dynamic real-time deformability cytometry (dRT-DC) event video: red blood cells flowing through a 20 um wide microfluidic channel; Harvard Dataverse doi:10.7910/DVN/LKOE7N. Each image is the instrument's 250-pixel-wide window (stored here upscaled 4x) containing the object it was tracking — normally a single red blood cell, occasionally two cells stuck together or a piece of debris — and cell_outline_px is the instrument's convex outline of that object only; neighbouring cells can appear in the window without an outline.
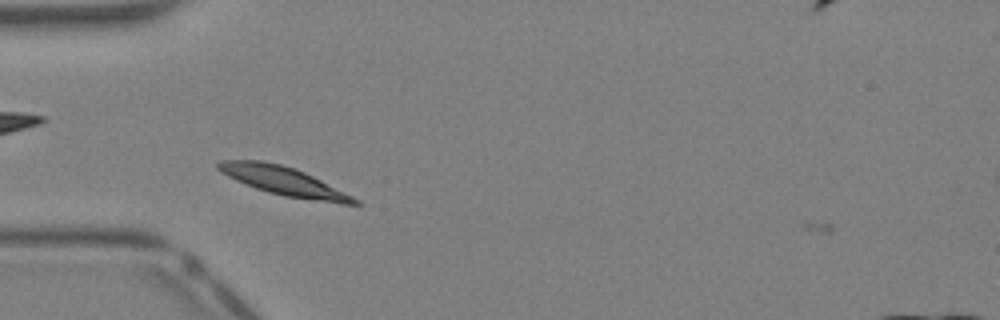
{"species": "Egyptian fruit bat (a non-hibernating species)", "species_latin": "Rousettus aegyptiacus", "temperature_condition": "warm", "stored_images_in_passage": 32, "camera_frame_rate_fps": 3000, "um_per_image_px": 0.085, "animal": {"sex": "female"}, "frame": {"image": 1, "passage_image": 3, "time_ms": 0.667, "image_size_px": [1000, 320], "cell_outline_px": [[364, 204], [344, 204], [284, 196], [268, 192], [256, 188], [236, 180], [220, 172], [216, 168], [216, 164], [220, 160], [264, 160], [280, 164], [304, 172], [360, 200]], "centroid_in_image_um": [24.08, 15.38], "position_along_channel_um": 60.9, "area_um2": 22.43}}
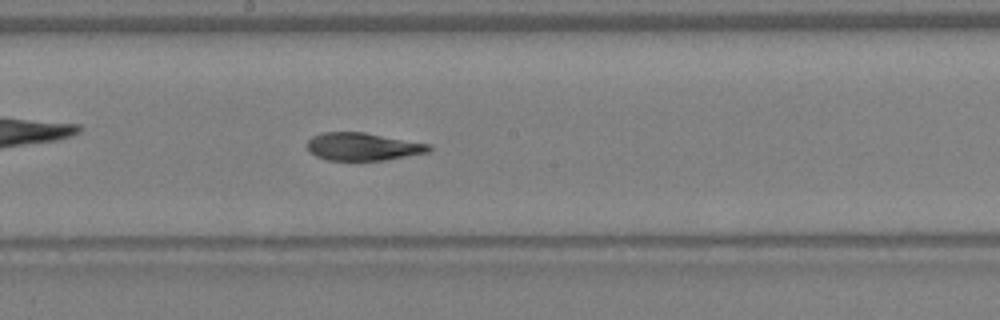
{"frame": {"image": 2, "passage_image": 13, "time_ms": 4.0, "image_size_px": [1000, 320], "cell_outline_px": [[432, 148], [428, 152], [384, 160], [328, 160], [316, 156], [308, 148], [308, 140], [312, 136], [324, 132], [364, 132], [432, 144]], "centroid_in_image_um": [30.87, 12.45], "position_along_channel_um": 217.3, "area_um2": 19.59}}
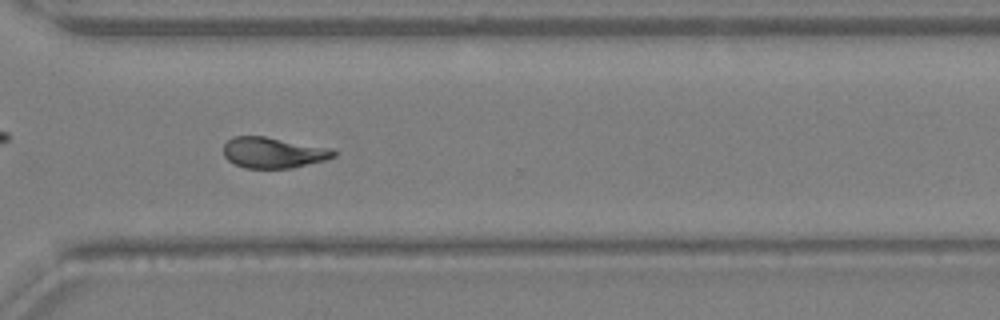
{"frame": {"image": 3, "passage_image": 21, "time_ms": 6.667, "image_size_px": [1000, 320], "cell_outline_px": [[336, 156], [324, 160], [292, 168], [244, 168], [228, 160], [224, 156], [224, 144], [232, 136], [264, 136], [332, 148], [336, 152]], "centroid_in_image_um": [23.23, 12.97], "position_along_channel_um": 347.4, "area_um2": 19.77}, "authors_computed_cell_mechanics": {"area_um2": 20.23, "velocity_mm_per_s": 4.7822, "shape_relaxation_time_tau1_ms": null, "shape_relaxation_time_tau2_ms": 6.6456, "deformation_change_tau1": null, "deformation_change_tau2": 0.1104}}